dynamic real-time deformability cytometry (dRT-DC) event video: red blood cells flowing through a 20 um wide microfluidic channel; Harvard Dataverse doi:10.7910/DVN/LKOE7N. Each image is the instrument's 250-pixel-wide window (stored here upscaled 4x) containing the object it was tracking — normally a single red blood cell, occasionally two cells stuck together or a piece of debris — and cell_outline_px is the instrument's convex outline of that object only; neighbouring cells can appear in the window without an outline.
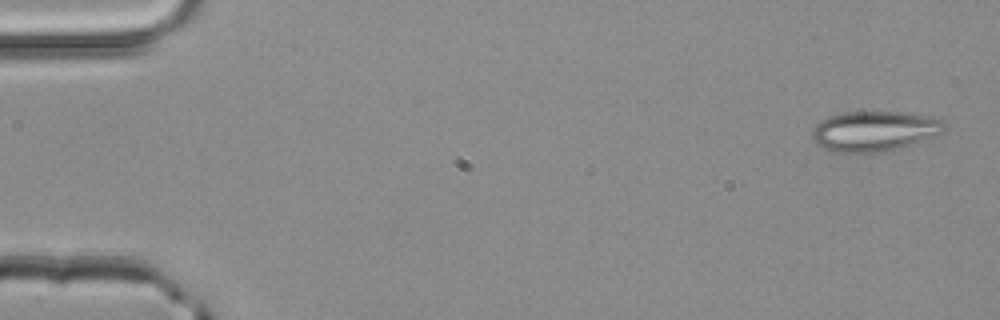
{"species": "common noctule bat (a hibernating species)", "species_latin": "Nyctalus noctula", "temperature_condition": "room temperature", "stored_images_in_passage": 4, "segment_of_instrument_passage": [1, 2], "camera_frame_rate_fps": 3000, "um_per_image_px": 0.085, "animal": {"sex": "male", "body_mass_g": 20.4}, "frame": {"image": 1, "passage_image": 1, "time_ms": 0.0, "image_size_px": [1000, 320], "cell_outline_px": [[944, 132], [936, 136], [900, 148], [884, 152], [832, 152], [824, 148], [812, 136], [812, 132], [816, 124], [828, 116], [848, 112], [900, 112], [932, 116], [940, 120], [944, 124]], "centroid_in_image_um": [74.35, 11.14], "position_along_channel_um": 10.6, "area_um2": 30.75}}